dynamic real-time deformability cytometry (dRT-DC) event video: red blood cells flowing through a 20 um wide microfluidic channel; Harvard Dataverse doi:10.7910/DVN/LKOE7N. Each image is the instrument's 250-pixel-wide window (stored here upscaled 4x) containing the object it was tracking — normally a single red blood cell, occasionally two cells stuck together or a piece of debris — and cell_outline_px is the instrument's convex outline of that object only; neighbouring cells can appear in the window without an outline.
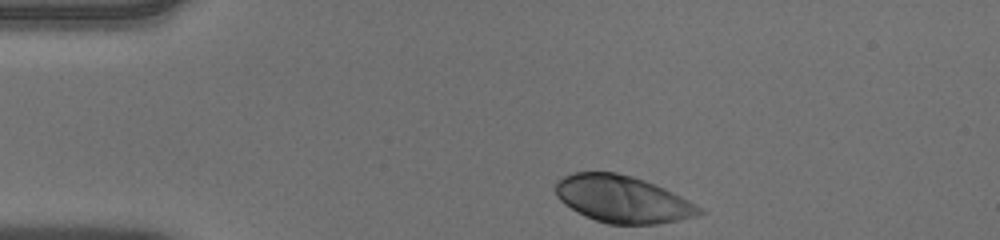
{"species": "human", "species_latin": "Homo sapiens", "temperature_condition": "warm", "stored_images_in_passage": 11, "camera_frame_rate_fps": 3000, "um_per_image_px": 0.085, "donor": {"sex": "male"}, "frame": {"image": 1, "passage_image": 1, "time_ms": 0.0, "image_size_px": [1000, 240], "cell_outline_px": [[704, 212], [696, 216], [680, 220], [656, 224], [608, 224], [584, 216], [576, 212], [564, 204], [556, 196], [552, 188], [556, 180], [572, 172], [616, 172], [632, 176], [644, 180], [664, 188], [688, 200], [700, 208]], "centroid_in_image_um": [52.84, 16.92], "position_along_channel_um": 32.2, "area_um2": 39.54}}
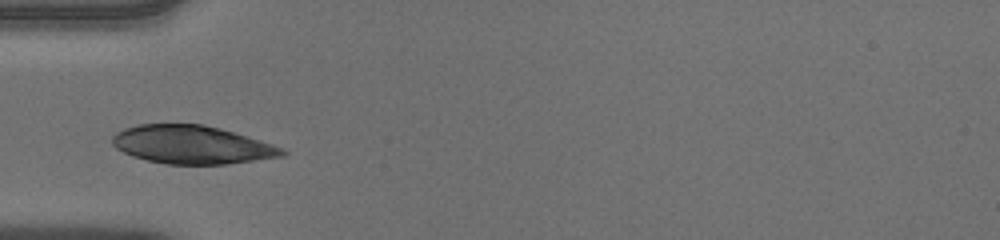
{"frame": {"image": 2, "passage_image": 8, "time_ms": 2.333, "image_size_px": [1000, 240], "cell_outline_px": [[288, 152], [284, 156], [224, 164], [164, 164], [132, 156], [116, 148], [112, 144], [112, 136], [116, 132], [124, 128], [140, 124], [204, 124], [220, 128], [272, 144]], "centroid_in_image_um": [16.27, 12.3], "position_along_channel_um": 68.7, "area_um2": 37.63}}
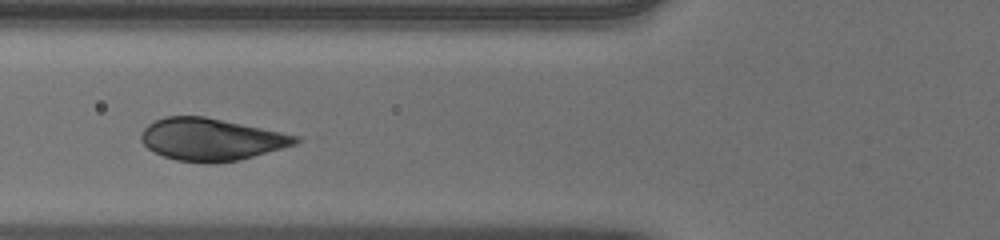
{"frame": {"image": 3, "passage_image": 11, "time_ms": 3.333, "image_size_px": [1000, 240], "cell_outline_px": [[300, 140], [296, 144], [240, 160], [212, 164], [208, 164], [176, 160], [164, 156], [148, 148], [140, 140], [140, 136], [144, 128], [148, 124], [164, 116], [204, 116], [300, 136]], "centroid_in_image_um": [17.93, 11.86], "position_along_channel_um": 107.9, "area_um2": 37.92}}